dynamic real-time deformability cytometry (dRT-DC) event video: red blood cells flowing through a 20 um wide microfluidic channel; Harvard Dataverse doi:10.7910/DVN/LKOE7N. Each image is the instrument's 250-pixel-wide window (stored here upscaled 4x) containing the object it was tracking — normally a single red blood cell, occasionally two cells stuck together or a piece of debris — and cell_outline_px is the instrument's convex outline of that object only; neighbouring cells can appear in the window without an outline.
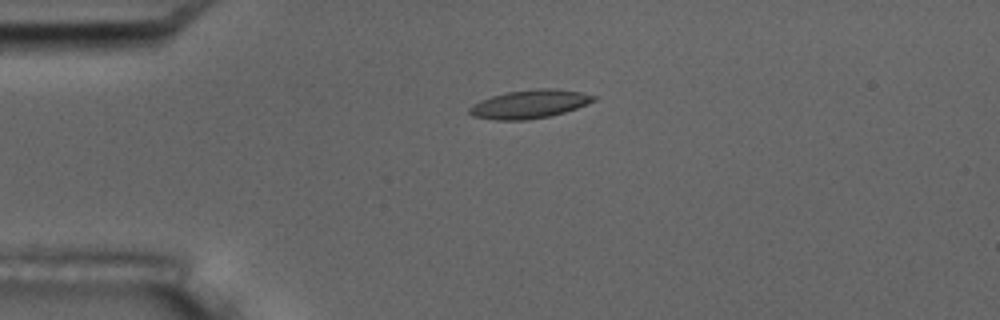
{"species": "common noctule bat (a hibernating species)", "species_latin": "Nyctalus noctula", "temperature_condition": "room temperature", "stored_images_in_passage": 5, "camera_frame_rate_fps": 3000, "um_per_image_px": 0.085, "animal": {"sex": "male", "body_mass_g": 17.5, "forearm_length_mm": 52.3}, "frame": {"image": 1, "passage_image": 3, "time_ms": 3.333, "image_size_px": [1000, 320], "cell_outline_px": [[596, 100], [576, 108], [564, 112], [548, 116], [524, 120], [496, 120], [472, 116], [468, 112], [468, 108], [472, 104], [480, 100], [492, 96], [508, 92], [536, 88], [552, 88], [580, 92], [596, 96]], "centroid_in_image_um": [44.97, 8.84], "position_along_channel_um": 40.0, "area_um2": 20.46}}